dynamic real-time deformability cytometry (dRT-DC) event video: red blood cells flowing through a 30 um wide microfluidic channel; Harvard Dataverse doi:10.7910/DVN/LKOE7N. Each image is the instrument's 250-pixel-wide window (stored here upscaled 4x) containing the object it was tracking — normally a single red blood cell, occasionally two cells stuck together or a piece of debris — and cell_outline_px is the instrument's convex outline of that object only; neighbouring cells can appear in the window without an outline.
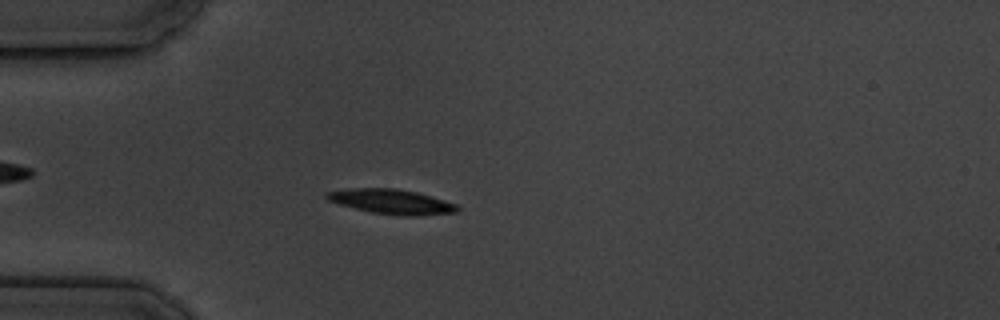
{"species": "common noctule bat (a hibernating species)", "species_latin": "Nyctalus noctula", "temperature_condition": "cold", "stored_images_in_passage": 5, "camera_frame_rate_fps": 3000, "um_per_image_px": 0.085, "animal": {"sex": "male", "body_mass_g": 19.5, "forearm_length_mm": 54.6}, "frame": {"image": 1, "passage_image": 4, "time_ms": 3.667, "image_size_px": [1000, 320], "cell_outline_px": [[460, 208], [456, 212], [420, 216], [404, 216], [372, 212], [340, 204], [328, 200], [324, 196], [324, 192], [348, 188], [396, 188], [416, 192], [444, 200], [456, 204]], "centroid_in_image_um": [33.26, 17.13], "position_along_channel_um": 51.7, "area_um2": 18.79}}